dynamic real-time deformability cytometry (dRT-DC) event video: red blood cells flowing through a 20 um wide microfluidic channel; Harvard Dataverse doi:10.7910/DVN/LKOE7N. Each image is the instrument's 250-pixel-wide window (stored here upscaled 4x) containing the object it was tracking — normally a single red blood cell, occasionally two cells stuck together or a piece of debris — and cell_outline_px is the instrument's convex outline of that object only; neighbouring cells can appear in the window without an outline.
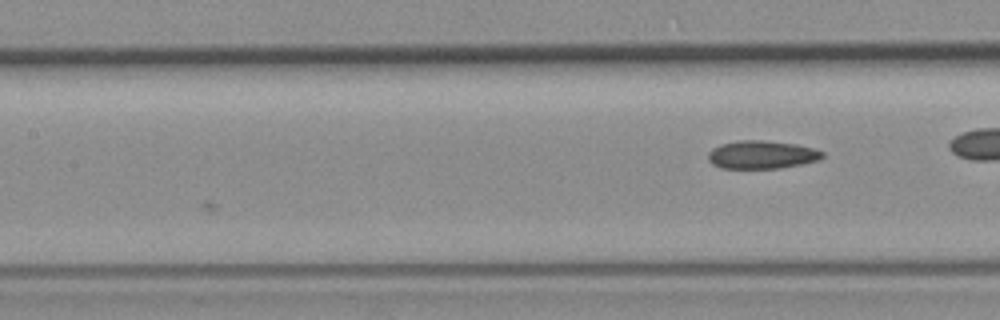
{"species": "common noctule bat (a hibernating species)", "species_latin": "Nyctalus noctula", "temperature_condition": "room temperature", "stored_images_in_passage": 7, "camera_frame_rate_fps": 3000, "um_per_image_px": 0.085, "animal": {"sex": "female", "body_mass_g": 19.3, "forearm_length_mm": 54.1}, "frame": {"image": 1, "passage_image": 7, "time_ms": 6.667, "image_size_px": [1000, 320], "cell_outline_px": [[824, 156], [820, 160], [780, 168], [720, 168], [712, 164], [708, 160], [708, 152], [712, 148], [720, 144], [740, 140], [764, 140], [796, 144], [812, 148], [824, 152]], "centroid_in_image_um": [64.73, 13.14], "position_along_channel_um": 142.7, "area_um2": 18.79}}